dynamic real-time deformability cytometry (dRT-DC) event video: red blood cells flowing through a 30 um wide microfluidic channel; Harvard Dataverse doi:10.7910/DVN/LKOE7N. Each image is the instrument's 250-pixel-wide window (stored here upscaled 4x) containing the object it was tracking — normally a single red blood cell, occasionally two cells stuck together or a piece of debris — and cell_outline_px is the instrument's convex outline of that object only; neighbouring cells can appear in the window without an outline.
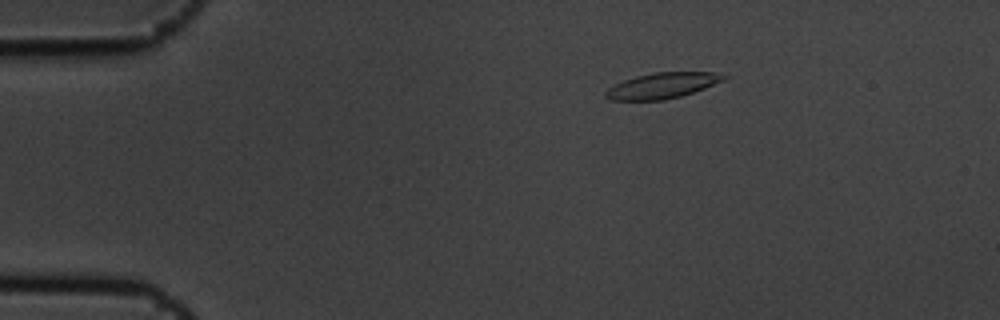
{"species": "common noctule bat (a hibernating species)", "species_latin": "Nyctalus noctula", "temperature_condition": "cold", "stored_images_in_passage": 6, "camera_frame_rate_fps": 3000, "um_per_image_px": 0.085, "animal": {"sex": "male", "body_mass_g": 19.5, "forearm_length_mm": 54.6}, "frame": {"image": 1, "passage_image": 1, "time_ms": 0.0, "image_size_px": [1000, 320], "cell_outline_px": [[728, 76], [724, 80], [704, 88], [680, 96], [664, 100], [612, 100], [604, 96], [604, 92], [608, 88], [624, 80], [636, 76], [656, 72], [712, 72]], "centroid_in_image_um": [56.27, 7.27], "position_along_channel_um": 28.7, "area_um2": 17.46}}
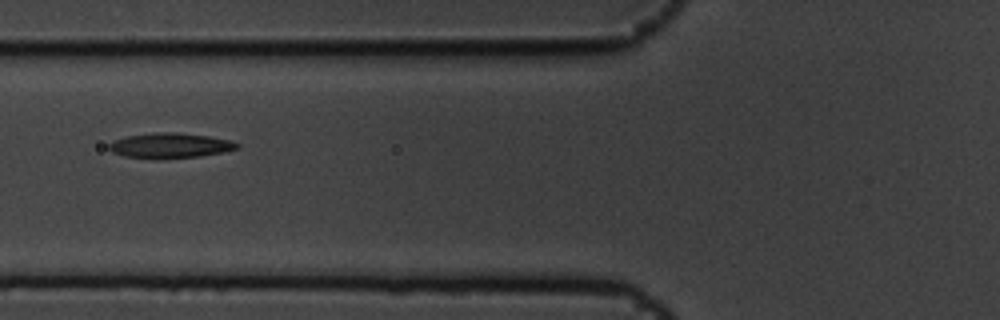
{"frame": {"image": 2, "passage_image": 4, "time_ms": 1.0, "image_size_px": [1000, 320], "cell_outline_px": [[240, 148], [224, 152], [200, 156], [160, 160], [156, 160], [124, 156], [112, 152], [108, 148], [108, 144], [112, 140], [128, 136], [156, 132], [176, 132], [208, 136], [232, 140], [240, 144]], "centroid_in_image_um": [14.46, 12.39], "position_along_channel_um": 111.3, "area_um2": 19.19}}
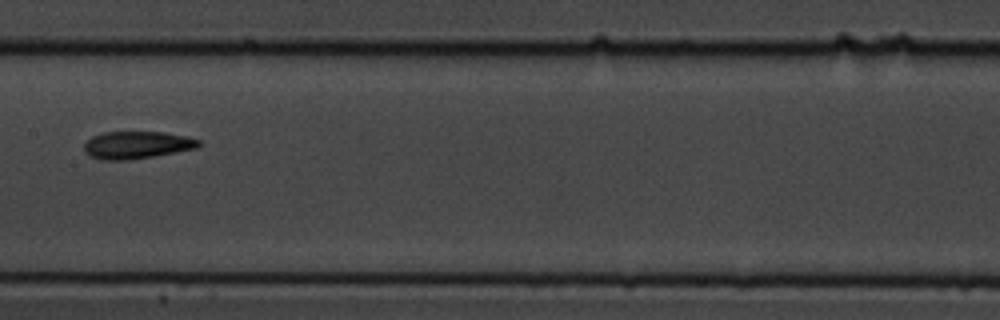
{"frame": {"image": 3, "passage_image": 6, "time_ms": 1.667, "image_size_px": [1000, 320], "cell_outline_px": [[204, 144], [196, 148], [176, 152], [128, 160], [100, 160], [88, 156], [84, 152], [84, 144], [92, 136], [104, 132], [164, 132], [188, 136], [200, 140]], "centroid_in_image_um": [11.64, 12.32], "position_along_channel_um": 195.8, "area_um2": 18.5}}